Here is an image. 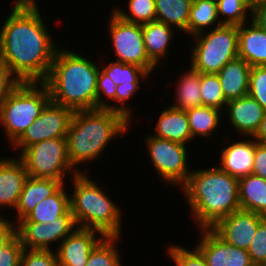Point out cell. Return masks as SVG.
<instances>
[{
  "mask_svg": "<svg viewBox=\"0 0 266 266\" xmlns=\"http://www.w3.org/2000/svg\"><path fill=\"white\" fill-rule=\"evenodd\" d=\"M37 0H14L0 23V61L19 82H43L59 48Z\"/></svg>",
  "mask_w": 266,
  "mask_h": 266,
  "instance_id": "1",
  "label": "cell"
},
{
  "mask_svg": "<svg viewBox=\"0 0 266 266\" xmlns=\"http://www.w3.org/2000/svg\"><path fill=\"white\" fill-rule=\"evenodd\" d=\"M132 122L120 112L110 109L74 111L66 135L71 166L78 173H88L89 168L85 166L96 163L95 160L104 154L107 146L111 147L114 141L118 142V139L130 133Z\"/></svg>",
  "mask_w": 266,
  "mask_h": 266,
  "instance_id": "2",
  "label": "cell"
},
{
  "mask_svg": "<svg viewBox=\"0 0 266 266\" xmlns=\"http://www.w3.org/2000/svg\"><path fill=\"white\" fill-rule=\"evenodd\" d=\"M191 209L189 213L198 229H211L221 219L241 209L239 179L218 165L191 170L187 182L179 189Z\"/></svg>",
  "mask_w": 266,
  "mask_h": 266,
  "instance_id": "3",
  "label": "cell"
},
{
  "mask_svg": "<svg viewBox=\"0 0 266 266\" xmlns=\"http://www.w3.org/2000/svg\"><path fill=\"white\" fill-rule=\"evenodd\" d=\"M74 51L63 46L57 49L43 83L56 104L73 111L96 109L100 65L93 58Z\"/></svg>",
  "mask_w": 266,
  "mask_h": 266,
  "instance_id": "4",
  "label": "cell"
},
{
  "mask_svg": "<svg viewBox=\"0 0 266 266\" xmlns=\"http://www.w3.org/2000/svg\"><path fill=\"white\" fill-rule=\"evenodd\" d=\"M90 178L93 177L87 173L70 178L73 188H70L69 204L77 227L97 230L104 236L123 237V208Z\"/></svg>",
  "mask_w": 266,
  "mask_h": 266,
  "instance_id": "5",
  "label": "cell"
},
{
  "mask_svg": "<svg viewBox=\"0 0 266 266\" xmlns=\"http://www.w3.org/2000/svg\"><path fill=\"white\" fill-rule=\"evenodd\" d=\"M50 100L43 82H19L0 102V126L10 144L9 149Z\"/></svg>",
  "mask_w": 266,
  "mask_h": 266,
  "instance_id": "6",
  "label": "cell"
},
{
  "mask_svg": "<svg viewBox=\"0 0 266 266\" xmlns=\"http://www.w3.org/2000/svg\"><path fill=\"white\" fill-rule=\"evenodd\" d=\"M189 66L199 73L217 74L238 57V26L221 25L193 36ZM191 50V51H190Z\"/></svg>",
  "mask_w": 266,
  "mask_h": 266,
  "instance_id": "7",
  "label": "cell"
},
{
  "mask_svg": "<svg viewBox=\"0 0 266 266\" xmlns=\"http://www.w3.org/2000/svg\"><path fill=\"white\" fill-rule=\"evenodd\" d=\"M18 157L24 162L30 177L51 178L66 184L70 183L68 180L78 173L68 159L66 137L35 143L27 147Z\"/></svg>",
  "mask_w": 266,
  "mask_h": 266,
  "instance_id": "8",
  "label": "cell"
},
{
  "mask_svg": "<svg viewBox=\"0 0 266 266\" xmlns=\"http://www.w3.org/2000/svg\"><path fill=\"white\" fill-rule=\"evenodd\" d=\"M144 146L149 155L150 162L157 173V178L164 185L181 188L191 174L188 160L189 146L166 139H160L153 135H145ZM175 185V186H174Z\"/></svg>",
  "mask_w": 266,
  "mask_h": 266,
  "instance_id": "9",
  "label": "cell"
},
{
  "mask_svg": "<svg viewBox=\"0 0 266 266\" xmlns=\"http://www.w3.org/2000/svg\"><path fill=\"white\" fill-rule=\"evenodd\" d=\"M109 17V22L106 24L108 26V35H110L109 40L112 44L111 49L114 53L113 57L116 56L114 61L137 65L150 75L154 71H159L158 67L147 55L142 25L123 21L113 12H111Z\"/></svg>",
  "mask_w": 266,
  "mask_h": 266,
  "instance_id": "10",
  "label": "cell"
},
{
  "mask_svg": "<svg viewBox=\"0 0 266 266\" xmlns=\"http://www.w3.org/2000/svg\"><path fill=\"white\" fill-rule=\"evenodd\" d=\"M73 113L72 109L50 100L40 115L11 146L14 154L17 152L19 156L27 147L43 140L66 137Z\"/></svg>",
  "mask_w": 266,
  "mask_h": 266,
  "instance_id": "11",
  "label": "cell"
},
{
  "mask_svg": "<svg viewBox=\"0 0 266 266\" xmlns=\"http://www.w3.org/2000/svg\"><path fill=\"white\" fill-rule=\"evenodd\" d=\"M15 226L16 235L25 249L50 251H56L59 244L77 228L70 209L59 216L58 221L18 222Z\"/></svg>",
  "mask_w": 266,
  "mask_h": 266,
  "instance_id": "12",
  "label": "cell"
},
{
  "mask_svg": "<svg viewBox=\"0 0 266 266\" xmlns=\"http://www.w3.org/2000/svg\"><path fill=\"white\" fill-rule=\"evenodd\" d=\"M107 63L102 65L100 61V69L116 84L114 111L120 112L129 121H132L135 108L132 109V106L127 101H130L135 93L140 91L143 81L147 80L146 84L148 83L151 75L134 64H125L112 60Z\"/></svg>",
  "mask_w": 266,
  "mask_h": 266,
  "instance_id": "13",
  "label": "cell"
},
{
  "mask_svg": "<svg viewBox=\"0 0 266 266\" xmlns=\"http://www.w3.org/2000/svg\"><path fill=\"white\" fill-rule=\"evenodd\" d=\"M200 238L195 247L202 253L208 266H250L247 250L227 244L212 229H198Z\"/></svg>",
  "mask_w": 266,
  "mask_h": 266,
  "instance_id": "14",
  "label": "cell"
},
{
  "mask_svg": "<svg viewBox=\"0 0 266 266\" xmlns=\"http://www.w3.org/2000/svg\"><path fill=\"white\" fill-rule=\"evenodd\" d=\"M265 218L257 213L240 209L221 219L211 229L227 244L248 250L258 225Z\"/></svg>",
  "mask_w": 266,
  "mask_h": 266,
  "instance_id": "15",
  "label": "cell"
},
{
  "mask_svg": "<svg viewBox=\"0 0 266 266\" xmlns=\"http://www.w3.org/2000/svg\"><path fill=\"white\" fill-rule=\"evenodd\" d=\"M226 113V114H225ZM266 110L251 96L229 100L223 110V120L227 121L230 130L233 129L238 137H253L264 118ZM242 134V135H241Z\"/></svg>",
  "mask_w": 266,
  "mask_h": 266,
  "instance_id": "16",
  "label": "cell"
},
{
  "mask_svg": "<svg viewBox=\"0 0 266 266\" xmlns=\"http://www.w3.org/2000/svg\"><path fill=\"white\" fill-rule=\"evenodd\" d=\"M229 135L223 136L224 140L226 139L224 142L227 144L223 146V149L219 150V152L221 151L218 158L220 160H218L219 164L217 165L224 172L240 179L252 174L256 141L252 137H239L236 140L231 138L230 133Z\"/></svg>",
  "mask_w": 266,
  "mask_h": 266,
  "instance_id": "17",
  "label": "cell"
},
{
  "mask_svg": "<svg viewBox=\"0 0 266 266\" xmlns=\"http://www.w3.org/2000/svg\"><path fill=\"white\" fill-rule=\"evenodd\" d=\"M105 236L93 229L77 227L56 250L59 266H85L91 251Z\"/></svg>",
  "mask_w": 266,
  "mask_h": 266,
  "instance_id": "18",
  "label": "cell"
},
{
  "mask_svg": "<svg viewBox=\"0 0 266 266\" xmlns=\"http://www.w3.org/2000/svg\"><path fill=\"white\" fill-rule=\"evenodd\" d=\"M28 177L24 162L14 157L0 156V211L15 210ZM6 209V210H5ZM0 212V215H3Z\"/></svg>",
  "mask_w": 266,
  "mask_h": 266,
  "instance_id": "19",
  "label": "cell"
},
{
  "mask_svg": "<svg viewBox=\"0 0 266 266\" xmlns=\"http://www.w3.org/2000/svg\"><path fill=\"white\" fill-rule=\"evenodd\" d=\"M64 184L51 178H34L28 176L20 194L18 205L15 209L16 217L7 218V221L16 225L29 215L33 209L48 196L54 195ZM11 220V221H10Z\"/></svg>",
  "mask_w": 266,
  "mask_h": 266,
  "instance_id": "20",
  "label": "cell"
},
{
  "mask_svg": "<svg viewBox=\"0 0 266 266\" xmlns=\"http://www.w3.org/2000/svg\"><path fill=\"white\" fill-rule=\"evenodd\" d=\"M151 135L190 146L193 141L186 111L172 106L162 108ZM190 143V144H189Z\"/></svg>",
  "mask_w": 266,
  "mask_h": 266,
  "instance_id": "21",
  "label": "cell"
},
{
  "mask_svg": "<svg viewBox=\"0 0 266 266\" xmlns=\"http://www.w3.org/2000/svg\"><path fill=\"white\" fill-rule=\"evenodd\" d=\"M176 29L157 20L142 24L143 40L149 59L161 69L165 68V58L167 60L169 48L175 41ZM175 36V37H174ZM173 40V41H172Z\"/></svg>",
  "mask_w": 266,
  "mask_h": 266,
  "instance_id": "22",
  "label": "cell"
},
{
  "mask_svg": "<svg viewBox=\"0 0 266 266\" xmlns=\"http://www.w3.org/2000/svg\"><path fill=\"white\" fill-rule=\"evenodd\" d=\"M238 57L251 67L266 66V31L252 20L238 26Z\"/></svg>",
  "mask_w": 266,
  "mask_h": 266,
  "instance_id": "23",
  "label": "cell"
},
{
  "mask_svg": "<svg viewBox=\"0 0 266 266\" xmlns=\"http://www.w3.org/2000/svg\"><path fill=\"white\" fill-rule=\"evenodd\" d=\"M251 66L237 57L226 63L217 73L227 101L248 95Z\"/></svg>",
  "mask_w": 266,
  "mask_h": 266,
  "instance_id": "24",
  "label": "cell"
},
{
  "mask_svg": "<svg viewBox=\"0 0 266 266\" xmlns=\"http://www.w3.org/2000/svg\"><path fill=\"white\" fill-rule=\"evenodd\" d=\"M188 120H189V127L191 131V135L194 139L196 138H204L208 139L209 141H215L217 131L224 122L223 119V111L208 107V106H198L186 111ZM216 132V133H215ZM216 134V135H215ZM214 137V139H212ZM211 139V140H210Z\"/></svg>",
  "mask_w": 266,
  "mask_h": 266,
  "instance_id": "25",
  "label": "cell"
},
{
  "mask_svg": "<svg viewBox=\"0 0 266 266\" xmlns=\"http://www.w3.org/2000/svg\"><path fill=\"white\" fill-rule=\"evenodd\" d=\"M187 69V70H186ZM182 72L181 76H177L175 86V98L170 106L177 109L187 111L189 109L202 105V96L200 90V73L193 70L189 64Z\"/></svg>",
  "mask_w": 266,
  "mask_h": 266,
  "instance_id": "26",
  "label": "cell"
},
{
  "mask_svg": "<svg viewBox=\"0 0 266 266\" xmlns=\"http://www.w3.org/2000/svg\"><path fill=\"white\" fill-rule=\"evenodd\" d=\"M239 203L242 210L266 217V180L254 174L240 178Z\"/></svg>",
  "mask_w": 266,
  "mask_h": 266,
  "instance_id": "27",
  "label": "cell"
},
{
  "mask_svg": "<svg viewBox=\"0 0 266 266\" xmlns=\"http://www.w3.org/2000/svg\"><path fill=\"white\" fill-rule=\"evenodd\" d=\"M65 185L66 184H64L54 195L48 196L36 205L33 211L19 222L49 223L52 221H58V217L63 216L70 209V192Z\"/></svg>",
  "mask_w": 266,
  "mask_h": 266,
  "instance_id": "28",
  "label": "cell"
},
{
  "mask_svg": "<svg viewBox=\"0 0 266 266\" xmlns=\"http://www.w3.org/2000/svg\"><path fill=\"white\" fill-rule=\"evenodd\" d=\"M214 26V27H213ZM221 26L216 0H192L187 24V37Z\"/></svg>",
  "mask_w": 266,
  "mask_h": 266,
  "instance_id": "29",
  "label": "cell"
},
{
  "mask_svg": "<svg viewBox=\"0 0 266 266\" xmlns=\"http://www.w3.org/2000/svg\"><path fill=\"white\" fill-rule=\"evenodd\" d=\"M192 0H155L156 20L187 35Z\"/></svg>",
  "mask_w": 266,
  "mask_h": 266,
  "instance_id": "30",
  "label": "cell"
},
{
  "mask_svg": "<svg viewBox=\"0 0 266 266\" xmlns=\"http://www.w3.org/2000/svg\"><path fill=\"white\" fill-rule=\"evenodd\" d=\"M122 238L105 236L91 251L85 266H123L122 256L117 247Z\"/></svg>",
  "mask_w": 266,
  "mask_h": 266,
  "instance_id": "31",
  "label": "cell"
},
{
  "mask_svg": "<svg viewBox=\"0 0 266 266\" xmlns=\"http://www.w3.org/2000/svg\"><path fill=\"white\" fill-rule=\"evenodd\" d=\"M221 25L240 26L252 20V6L248 0H216Z\"/></svg>",
  "mask_w": 266,
  "mask_h": 266,
  "instance_id": "32",
  "label": "cell"
},
{
  "mask_svg": "<svg viewBox=\"0 0 266 266\" xmlns=\"http://www.w3.org/2000/svg\"><path fill=\"white\" fill-rule=\"evenodd\" d=\"M117 5L112 12L123 21L142 25L156 20L155 0H128L127 9Z\"/></svg>",
  "mask_w": 266,
  "mask_h": 266,
  "instance_id": "33",
  "label": "cell"
},
{
  "mask_svg": "<svg viewBox=\"0 0 266 266\" xmlns=\"http://www.w3.org/2000/svg\"><path fill=\"white\" fill-rule=\"evenodd\" d=\"M200 90L202 105L224 110L227 100L217 74L200 73Z\"/></svg>",
  "mask_w": 266,
  "mask_h": 266,
  "instance_id": "34",
  "label": "cell"
},
{
  "mask_svg": "<svg viewBox=\"0 0 266 266\" xmlns=\"http://www.w3.org/2000/svg\"><path fill=\"white\" fill-rule=\"evenodd\" d=\"M166 247V255L173 261L175 266H208L204 256L195 246L186 248L172 243Z\"/></svg>",
  "mask_w": 266,
  "mask_h": 266,
  "instance_id": "35",
  "label": "cell"
},
{
  "mask_svg": "<svg viewBox=\"0 0 266 266\" xmlns=\"http://www.w3.org/2000/svg\"><path fill=\"white\" fill-rule=\"evenodd\" d=\"M96 89V109L104 108L114 110L116 84L101 69L97 76Z\"/></svg>",
  "mask_w": 266,
  "mask_h": 266,
  "instance_id": "36",
  "label": "cell"
},
{
  "mask_svg": "<svg viewBox=\"0 0 266 266\" xmlns=\"http://www.w3.org/2000/svg\"><path fill=\"white\" fill-rule=\"evenodd\" d=\"M248 95L266 110V66L251 67Z\"/></svg>",
  "mask_w": 266,
  "mask_h": 266,
  "instance_id": "37",
  "label": "cell"
},
{
  "mask_svg": "<svg viewBox=\"0 0 266 266\" xmlns=\"http://www.w3.org/2000/svg\"><path fill=\"white\" fill-rule=\"evenodd\" d=\"M248 253L252 264L266 266V218L258 225Z\"/></svg>",
  "mask_w": 266,
  "mask_h": 266,
  "instance_id": "38",
  "label": "cell"
},
{
  "mask_svg": "<svg viewBox=\"0 0 266 266\" xmlns=\"http://www.w3.org/2000/svg\"><path fill=\"white\" fill-rule=\"evenodd\" d=\"M20 266H59L56 251L25 249Z\"/></svg>",
  "mask_w": 266,
  "mask_h": 266,
  "instance_id": "39",
  "label": "cell"
},
{
  "mask_svg": "<svg viewBox=\"0 0 266 266\" xmlns=\"http://www.w3.org/2000/svg\"><path fill=\"white\" fill-rule=\"evenodd\" d=\"M24 247L16 235L0 250V266H20Z\"/></svg>",
  "mask_w": 266,
  "mask_h": 266,
  "instance_id": "40",
  "label": "cell"
},
{
  "mask_svg": "<svg viewBox=\"0 0 266 266\" xmlns=\"http://www.w3.org/2000/svg\"><path fill=\"white\" fill-rule=\"evenodd\" d=\"M252 174L266 180V145L257 142L254 152Z\"/></svg>",
  "mask_w": 266,
  "mask_h": 266,
  "instance_id": "41",
  "label": "cell"
},
{
  "mask_svg": "<svg viewBox=\"0 0 266 266\" xmlns=\"http://www.w3.org/2000/svg\"><path fill=\"white\" fill-rule=\"evenodd\" d=\"M19 83L8 68L0 61V102Z\"/></svg>",
  "mask_w": 266,
  "mask_h": 266,
  "instance_id": "42",
  "label": "cell"
},
{
  "mask_svg": "<svg viewBox=\"0 0 266 266\" xmlns=\"http://www.w3.org/2000/svg\"><path fill=\"white\" fill-rule=\"evenodd\" d=\"M252 21L266 31V1L257 3L252 7Z\"/></svg>",
  "mask_w": 266,
  "mask_h": 266,
  "instance_id": "43",
  "label": "cell"
},
{
  "mask_svg": "<svg viewBox=\"0 0 266 266\" xmlns=\"http://www.w3.org/2000/svg\"><path fill=\"white\" fill-rule=\"evenodd\" d=\"M16 236V226L7 222L0 229V250Z\"/></svg>",
  "mask_w": 266,
  "mask_h": 266,
  "instance_id": "44",
  "label": "cell"
},
{
  "mask_svg": "<svg viewBox=\"0 0 266 266\" xmlns=\"http://www.w3.org/2000/svg\"><path fill=\"white\" fill-rule=\"evenodd\" d=\"M257 143L266 145V113L260 122L259 128L252 137Z\"/></svg>",
  "mask_w": 266,
  "mask_h": 266,
  "instance_id": "45",
  "label": "cell"
},
{
  "mask_svg": "<svg viewBox=\"0 0 266 266\" xmlns=\"http://www.w3.org/2000/svg\"><path fill=\"white\" fill-rule=\"evenodd\" d=\"M5 216L7 215H0V229L8 222L7 217L5 218Z\"/></svg>",
  "mask_w": 266,
  "mask_h": 266,
  "instance_id": "46",
  "label": "cell"
},
{
  "mask_svg": "<svg viewBox=\"0 0 266 266\" xmlns=\"http://www.w3.org/2000/svg\"><path fill=\"white\" fill-rule=\"evenodd\" d=\"M266 0H248V2L250 3V5L253 7L254 5H256L257 3L263 2Z\"/></svg>",
  "mask_w": 266,
  "mask_h": 266,
  "instance_id": "47",
  "label": "cell"
},
{
  "mask_svg": "<svg viewBox=\"0 0 266 266\" xmlns=\"http://www.w3.org/2000/svg\"><path fill=\"white\" fill-rule=\"evenodd\" d=\"M250 266H265V265H261V264H251Z\"/></svg>",
  "mask_w": 266,
  "mask_h": 266,
  "instance_id": "48",
  "label": "cell"
}]
</instances>
